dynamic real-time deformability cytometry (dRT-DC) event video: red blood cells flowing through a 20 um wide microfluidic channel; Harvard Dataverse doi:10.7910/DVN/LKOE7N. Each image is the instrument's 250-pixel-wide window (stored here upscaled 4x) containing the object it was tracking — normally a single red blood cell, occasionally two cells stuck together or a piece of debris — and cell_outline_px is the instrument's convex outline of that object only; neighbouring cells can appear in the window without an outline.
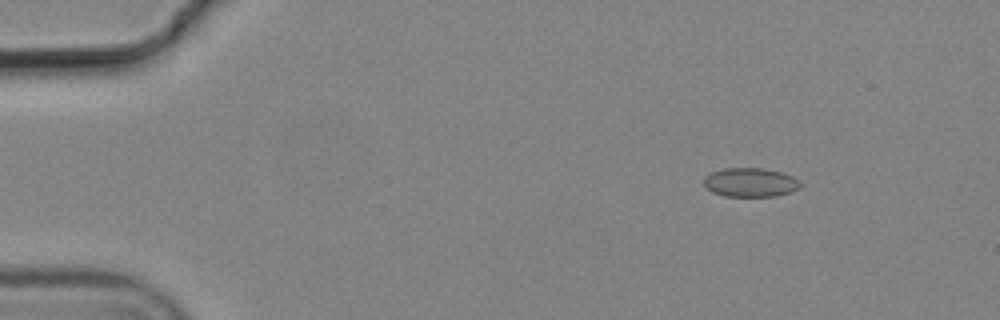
{"species": "common noctule bat (a hibernating species)", "species_latin": "Nyctalus noctula", "temperature_condition": "cold", "stored_images_in_passage": 6, "camera_frame_rate_fps": 3000, "um_per_image_px": 0.085, "animal": {"sex": "male", "body_mass_g": 19.2, "forearm_length_mm": 51.8}, "frame": {"image": 1, "passage_image": 3, "time_ms": 0.667, "image_size_px": [1000, 320], "cell_outline_px": [[800, 188], [792, 192], [776, 196], [724, 196], [712, 192], [704, 184], [704, 176], [712, 172], [724, 168], [764, 168], [780, 172], [792, 176], [800, 184]], "centroid_in_image_um": [63.77, 15.5], "position_along_channel_um": 21.2, "area_um2": 16.24}}
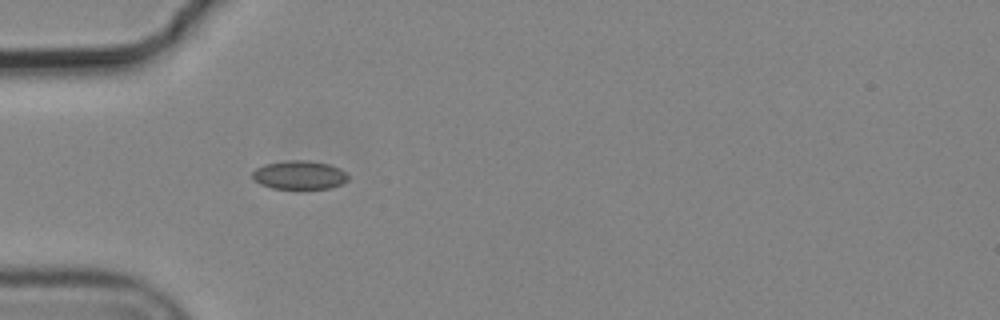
{"frame": {"image": 2, "passage_image": 5, "time_ms": 1.333, "image_size_px": [1000, 320], "cell_outline_px": [[348, 180], [332, 188], [272, 188], [260, 184], [252, 180], [252, 172], [256, 168], [264, 164], [284, 160], [308, 160], [328, 164], [340, 168], [348, 176]], "centroid_in_image_um": [25.41, 14.86], "position_along_channel_um": 59.6, "area_um2": 16.01}}
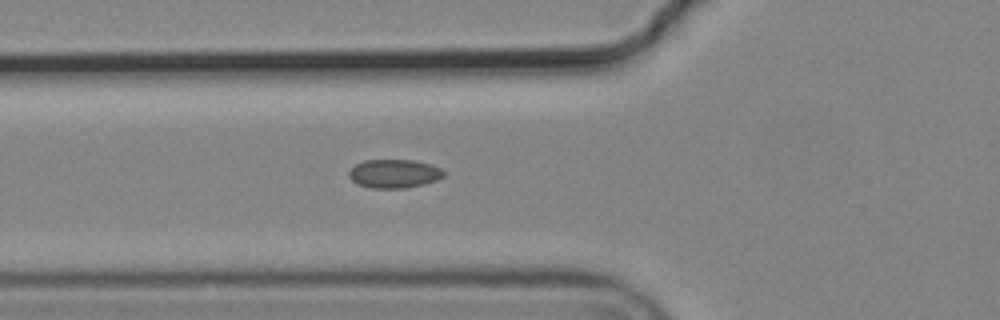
{"frame": {"image": 3, "passage_image": 6, "time_ms": 1.667, "image_size_px": [1000, 320], "cell_outline_px": [[444, 176], [436, 180], [424, 184], [404, 188], [372, 188], [360, 184], [352, 180], [348, 176], [348, 172], [356, 164], [364, 160], [412, 160], [432, 164], [440, 168], [444, 172]], "centroid_in_image_um": [33.51, 14.75], "position_along_channel_um": 92.3, "area_um2": 15.72}}